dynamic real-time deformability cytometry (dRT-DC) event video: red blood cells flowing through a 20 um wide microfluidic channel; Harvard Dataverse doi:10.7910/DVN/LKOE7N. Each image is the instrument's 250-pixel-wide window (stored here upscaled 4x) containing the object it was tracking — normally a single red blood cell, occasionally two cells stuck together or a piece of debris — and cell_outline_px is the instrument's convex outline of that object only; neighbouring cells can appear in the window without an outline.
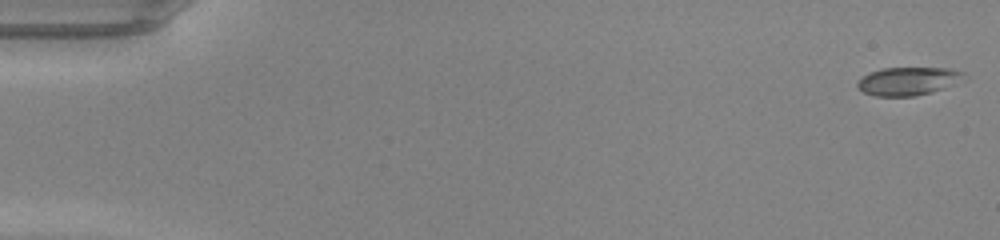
{"species": "common noctule bat (a hibernating species)", "species_latin": "Nyctalus noctula", "temperature_condition": "warm", "stored_images_in_passage": 22, "camera_frame_rate_fps": 3000, "um_per_image_px": 0.085, "animal": {"sex": "male", "body_mass_g": 20.0, "forearm_length_mm": 53.3}, "frame": {"image": 1, "passage_image": 1, "time_ms": 0.0, "image_size_px": [1000, 240], "cell_outline_px": [[964, 72], [944, 88], [932, 92], [916, 96], [876, 96], [864, 92], [856, 84], [868, 72], [880, 68], [948, 68]], "centroid_in_image_um": [77.07, 6.89], "position_along_channel_um": 7.9, "area_um2": 16.88}}
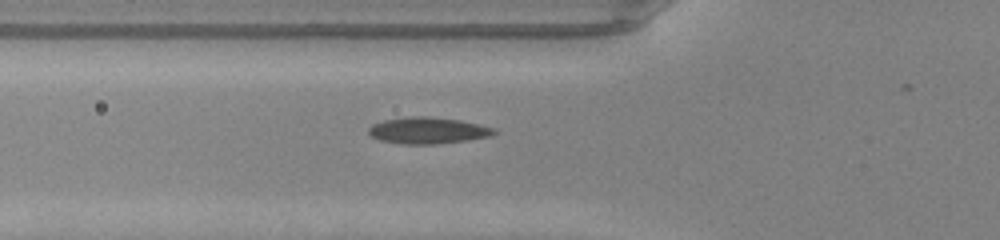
{"frame": {"image": 2, "passage_image": 18, "time_ms": 5.667, "image_size_px": [1000, 240], "cell_outline_px": [[496, 132], [492, 136], [468, 140], [436, 144], [404, 144], [380, 140], [368, 136], [368, 128], [372, 124], [384, 120], [412, 116], [428, 116], [460, 120], [492, 128]], "centroid_in_image_um": [36.31, 11.09], "position_along_channel_um": 89.5, "area_um2": 19.31}}
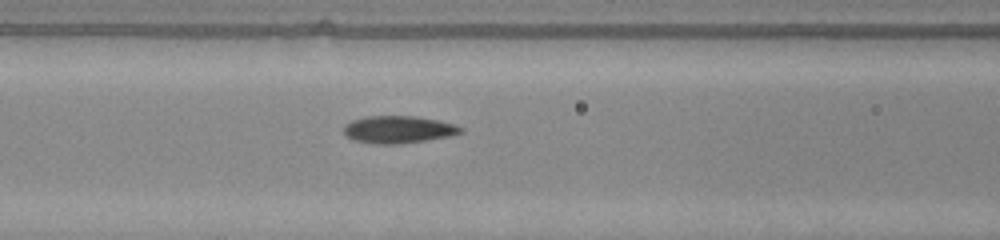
{"frame": {"image": 3, "passage_image": 21, "time_ms": 6.667, "image_size_px": [1000, 240], "cell_outline_px": [[464, 132], [448, 136], [400, 144], [372, 144], [352, 140], [344, 136], [344, 124], [352, 120], [368, 116], [416, 116], [456, 124], [464, 128]], "centroid_in_image_um": [33.83, 11.01], "position_along_channel_um": 132.8, "area_um2": 18.79}}